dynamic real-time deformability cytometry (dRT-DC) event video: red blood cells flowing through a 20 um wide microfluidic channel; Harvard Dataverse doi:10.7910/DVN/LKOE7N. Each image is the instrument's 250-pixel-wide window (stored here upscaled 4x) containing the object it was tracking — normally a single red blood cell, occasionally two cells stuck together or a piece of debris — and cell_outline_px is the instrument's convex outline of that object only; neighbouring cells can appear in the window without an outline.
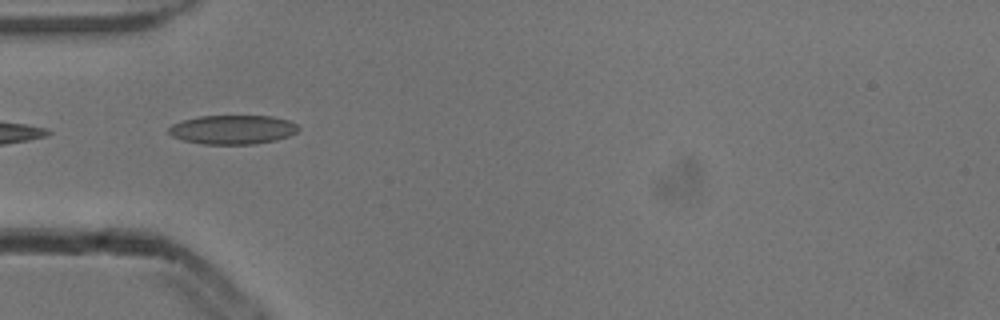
{"species": "common noctule bat (a hibernating species)", "species_latin": "Nyctalus noctula", "temperature_condition": "cold", "stored_images_in_passage": 7, "camera_frame_rate_fps": 3000, "um_per_image_px": 0.085, "animal": {"sex": "male", "body_mass_g": 13.3}, "frame": {"image": 1, "passage_image": 4, "time_ms": 1.0, "image_size_px": [1000, 320], "cell_outline_px": [[300, 128], [296, 132], [288, 136], [276, 140], [252, 144], [204, 144], [184, 140], [172, 136], [168, 132], [168, 128], [172, 124], [184, 120], [200, 116], [272, 116], [288, 120], [296, 124]], "centroid_in_image_um": [19.78, 11.01], "position_along_channel_um": 65.2, "area_um2": 21.85}}
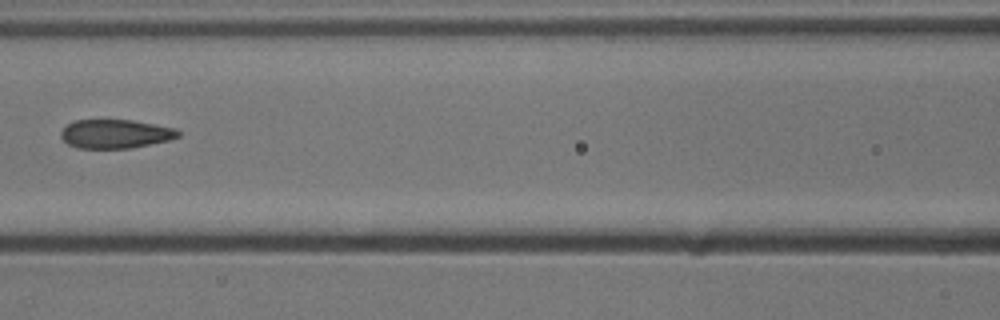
{"frame": {"image": 2, "passage_image": 6, "time_ms": 1.667, "image_size_px": [1000, 320], "cell_outline_px": [[180, 136], [168, 140], [128, 148], [80, 148], [68, 144], [60, 136], [60, 132], [72, 120], [132, 120], [176, 128], [180, 132]], "centroid_in_image_um": [9.8, 11.37], "position_along_channel_um": 156.8, "area_um2": 19.54}}
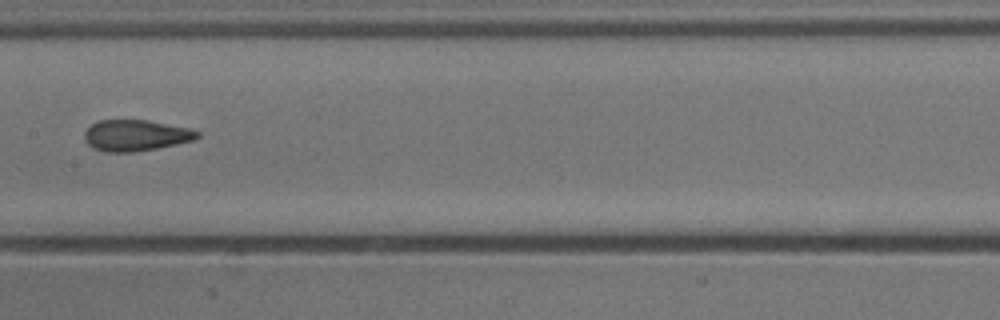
{"frame": {"image": 3, "passage_image": 7, "time_ms": 2.0, "image_size_px": [1000, 320], "cell_outline_px": [[200, 136], [196, 140], [156, 148], [132, 152], [108, 152], [92, 148], [84, 140], [84, 132], [92, 124], [100, 120], [148, 120], [188, 128], [200, 132]], "centroid_in_image_um": [11.54, 11.51], "position_along_channel_um": 195.9, "area_um2": 20.46}}